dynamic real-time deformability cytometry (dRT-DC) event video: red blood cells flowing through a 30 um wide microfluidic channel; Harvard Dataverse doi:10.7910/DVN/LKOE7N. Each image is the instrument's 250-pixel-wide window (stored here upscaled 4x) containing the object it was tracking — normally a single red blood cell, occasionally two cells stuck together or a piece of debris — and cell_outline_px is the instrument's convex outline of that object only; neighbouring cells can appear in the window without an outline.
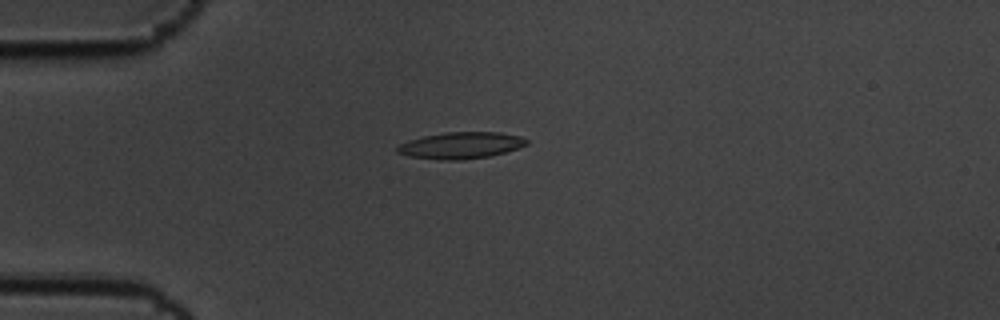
{"species": "common noctule bat (a hibernating species)", "species_latin": "Nyctalus noctula", "temperature_condition": "cold", "stored_images_in_passage": 8, "camera_frame_rate_fps": 3000, "um_per_image_px": 0.085, "animal": {"sex": "male", "body_mass_g": 19.5, "forearm_length_mm": 54.6}, "frame": {"image": 1, "passage_image": 4, "time_ms": 1.0, "image_size_px": [1000, 320], "cell_outline_px": [[528, 144], [520, 148], [488, 156], [460, 160], [440, 160], [408, 156], [396, 152], [396, 148], [400, 144], [408, 140], [424, 136], [444, 132], [500, 132], [520, 136], [528, 140]], "centroid_in_image_um": [39.17, 12.35], "position_along_channel_um": 45.8, "area_um2": 20.06}}
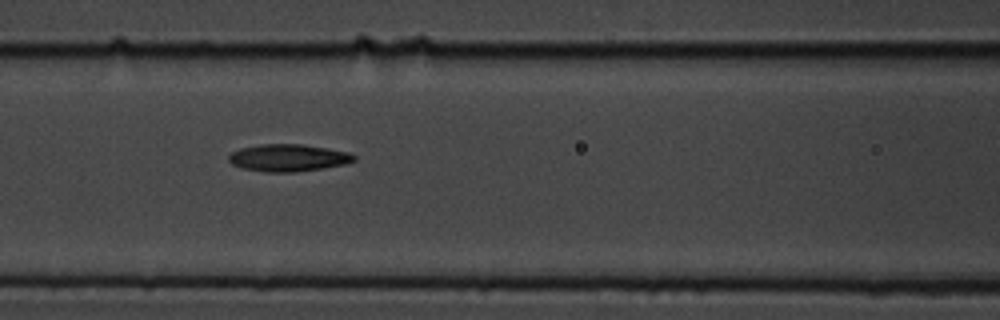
{"frame": {"image": 2, "passage_image": 7, "time_ms": 2.0, "image_size_px": [1000, 320], "cell_outline_px": [[356, 160], [344, 164], [324, 168], [296, 172], [268, 172], [244, 168], [232, 164], [228, 160], [228, 156], [232, 152], [240, 148], [264, 144], [300, 144], [328, 148], [348, 152], [356, 156]], "centroid_in_image_um": [24.52, 13.41], "position_along_channel_um": 142.1, "area_um2": 19.77}}
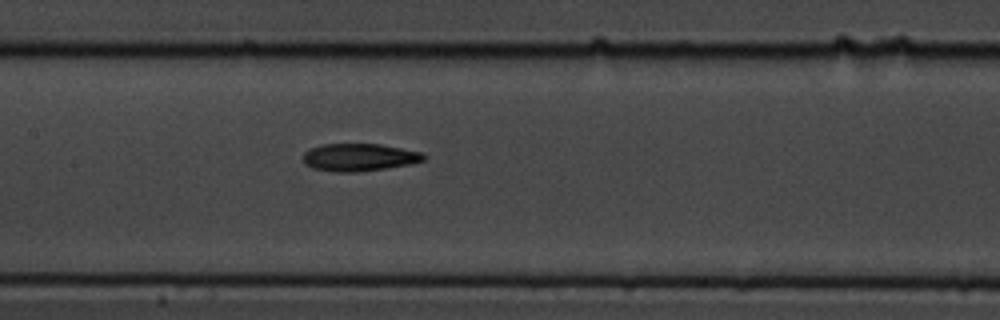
{"frame": {"image": 3, "passage_image": 8, "time_ms": 2.333, "image_size_px": [1000, 320], "cell_outline_px": [[424, 160], [412, 164], [356, 172], [336, 172], [312, 168], [304, 164], [304, 152], [308, 148], [320, 144], [380, 144], [424, 152]], "centroid_in_image_um": [30.51, 13.36], "position_along_channel_um": 176.9, "area_um2": 19.48}}